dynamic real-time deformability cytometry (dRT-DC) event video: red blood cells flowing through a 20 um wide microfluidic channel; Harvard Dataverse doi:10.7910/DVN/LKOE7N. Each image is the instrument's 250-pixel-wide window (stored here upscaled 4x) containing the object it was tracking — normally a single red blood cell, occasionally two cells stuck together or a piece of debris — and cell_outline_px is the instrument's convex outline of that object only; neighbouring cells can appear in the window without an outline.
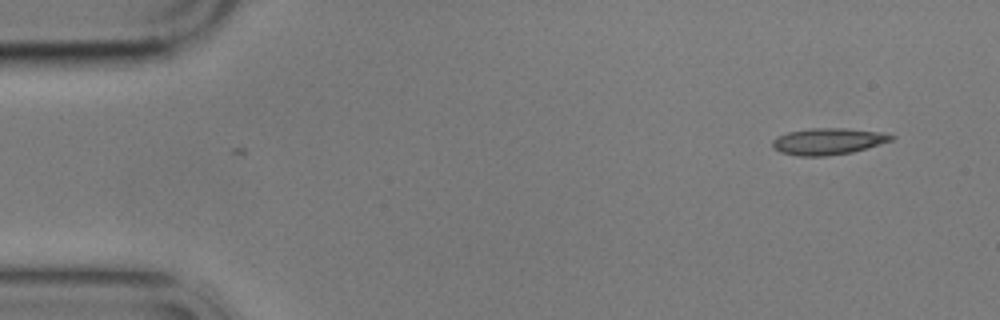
{"species": "common noctule bat (a hibernating species)", "species_latin": "Nyctalus noctula", "temperature_condition": "cold", "stored_images_in_passage": 5, "camera_frame_rate_fps": 3000, "um_per_image_px": 0.085, "animal": {"sex": "male", "body_mass_g": 17.9}, "frame": {"image": 1, "passage_image": 1, "time_ms": 0.0, "image_size_px": [1000, 320], "cell_outline_px": [[896, 136], [892, 140], [852, 152], [824, 156], [796, 156], [780, 152], [772, 148], [772, 140], [776, 136], [788, 132], [812, 128], [844, 128], [880, 132]], "centroid_in_image_um": [70.32, 12.01], "position_along_channel_um": 14.7, "area_um2": 18.32}}